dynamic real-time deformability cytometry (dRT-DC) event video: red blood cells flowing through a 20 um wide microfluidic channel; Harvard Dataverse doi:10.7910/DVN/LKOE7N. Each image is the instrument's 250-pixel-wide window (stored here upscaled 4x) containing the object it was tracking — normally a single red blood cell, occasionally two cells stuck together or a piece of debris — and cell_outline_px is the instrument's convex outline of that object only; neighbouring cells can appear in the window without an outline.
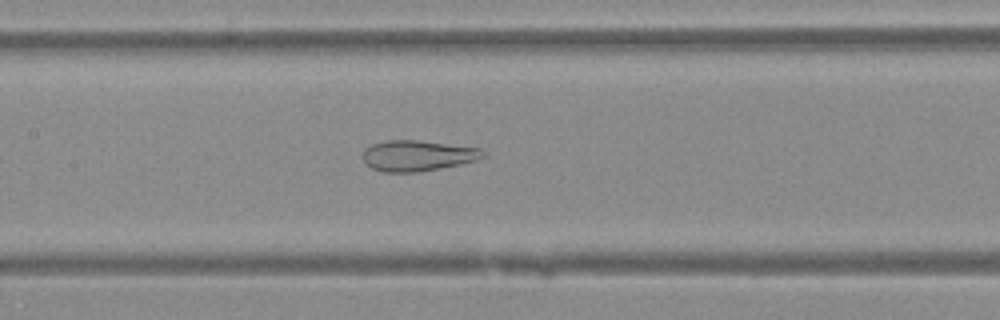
{"species": "Egyptian fruit bat (a non-hibernating species)", "species_latin": "Rousettus aegyptiacus", "temperature_condition": "warm", "stored_images_in_passage": 30, "camera_frame_rate_fps": 3000, "um_per_image_px": 0.085, "animal": {"sex": "female"}, "frame": {"image": 1, "passage_image": 9, "time_ms": 2.667, "image_size_px": [1000, 320], "cell_outline_px": [[484, 156], [460, 164], [420, 172], [380, 172], [372, 168], [364, 160], [364, 148], [372, 144], [388, 140], [416, 140], [480, 148], [484, 152]], "centroid_in_image_um": [35.45, 13.23], "position_along_channel_um": 172.0, "area_um2": 21.21}}
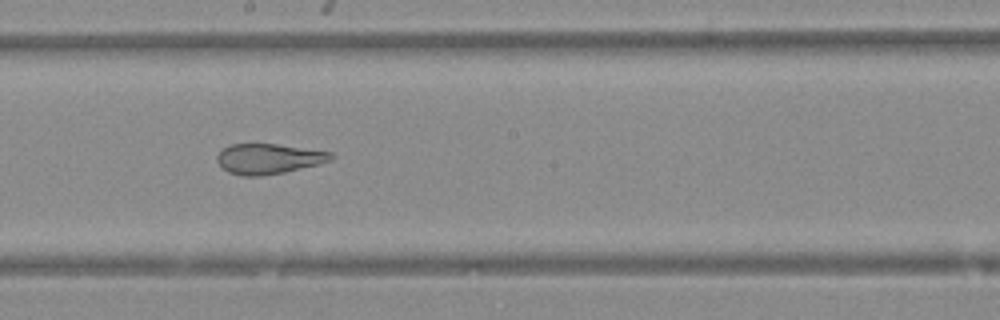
{"frame": {"image": 2, "passage_image": 13, "time_ms": 4.0, "image_size_px": [1000, 320], "cell_outline_px": [[336, 156], [332, 160], [284, 172], [260, 176], [240, 176], [228, 172], [216, 160], [216, 156], [224, 148], [232, 144], [276, 144], [332, 152]], "centroid_in_image_um": [22.83, 13.5], "position_along_channel_um": 225.4, "area_um2": 19.88}}
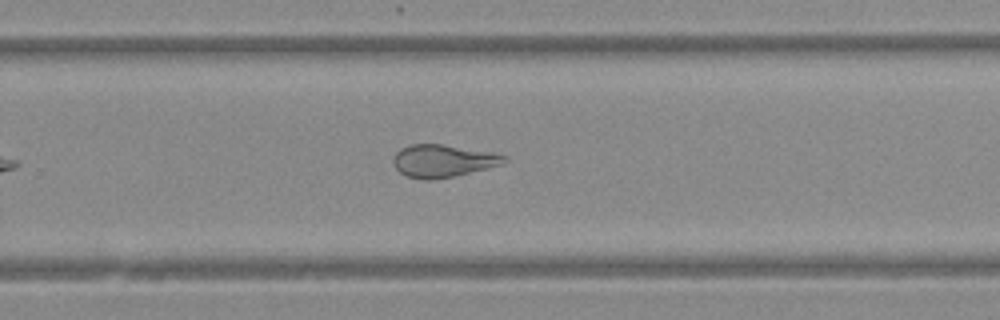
{"frame": {"image": 3, "passage_image": 18, "time_ms": 5.667, "image_size_px": [1000, 320], "cell_outline_px": [[508, 160], [500, 164], [456, 176], [436, 180], [424, 180], [408, 176], [400, 172], [396, 168], [392, 160], [396, 152], [400, 148], [412, 144], [440, 144], [492, 152], [508, 156]], "centroid_in_image_um": [37.63, 13.68], "position_along_channel_um": 292.2, "area_um2": 20.98}}